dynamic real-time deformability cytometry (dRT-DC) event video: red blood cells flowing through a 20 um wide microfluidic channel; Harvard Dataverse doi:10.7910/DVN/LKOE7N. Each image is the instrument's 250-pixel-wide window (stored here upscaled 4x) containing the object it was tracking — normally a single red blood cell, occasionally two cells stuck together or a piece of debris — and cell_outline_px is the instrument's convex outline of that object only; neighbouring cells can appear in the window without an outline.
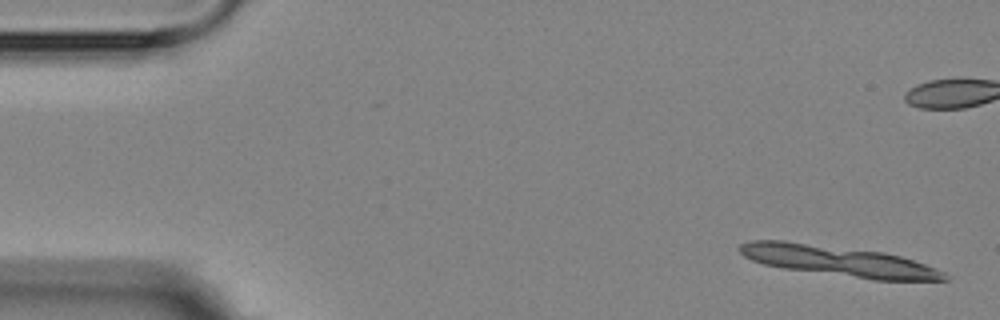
{"species": "Egyptian fruit bat (a non-hibernating species)", "species_latin": "Rousettus aegyptiacus", "temperature_condition": "room temperature", "stored_images_in_passage": 5, "camera_frame_rate_fps": 3000, "um_per_image_px": 0.085, "animal": {"sex": "female"}, "frame": {"image": 1, "passage_image": 1, "time_ms": 0.0, "image_size_px": [1000, 320], "cell_outline_px": [[952, 276], [948, 280], [872, 280], [784, 268], [764, 264], [752, 260], [744, 256], [736, 248], [740, 244], [752, 240], [784, 240], [884, 252], [900, 256], [936, 268]], "centroid_in_image_um": [71.28, 22.18], "position_along_channel_um": 13.7, "area_um2": 36.36}}
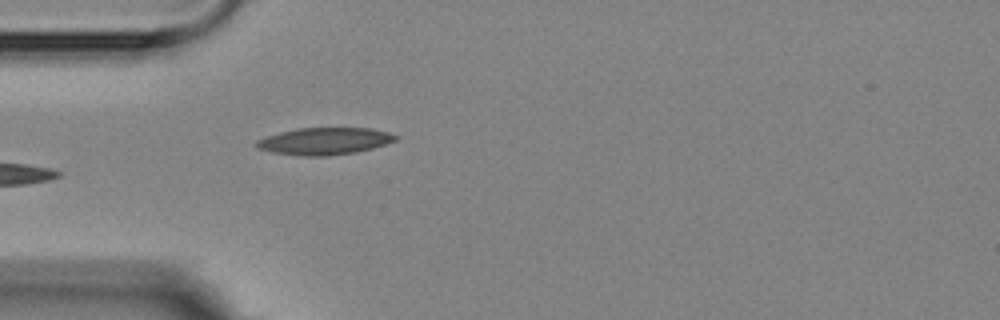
{"frame": {"image": 2, "passage_image": 5, "time_ms": 5.667, "image_size_px": [1000, 320], "cell_outline_px": [[400, 136], [396, 140], [372, 148], [356, 152], [328, 156], [304, 156], [272, 152], [256, 148], [252, 144], [256, 140], [264, 136], [296, 128], [368, 128], [388, 132]], "centroid_in_image_um": [27.52, 11.99], "position_along_channel_um": 57.5, "area_um2": 22.08}}